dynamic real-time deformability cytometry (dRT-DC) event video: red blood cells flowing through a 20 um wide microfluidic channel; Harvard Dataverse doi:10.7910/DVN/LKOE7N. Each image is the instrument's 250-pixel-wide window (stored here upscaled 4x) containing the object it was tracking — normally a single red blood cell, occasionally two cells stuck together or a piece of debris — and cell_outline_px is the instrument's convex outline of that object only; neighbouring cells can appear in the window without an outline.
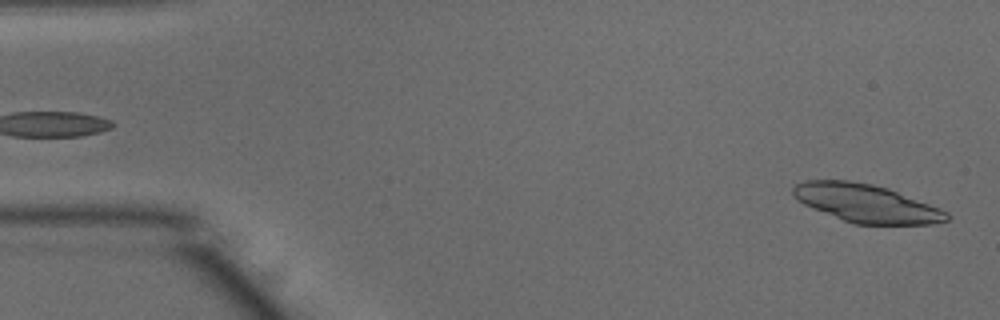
{"species": "common noctule bat (a hibernating species)", "species_latin": "Nyctalus noctula", "temperature_condition": "warm", "stored_images_in_passage": 50, "camera_frame_rate_fps": 3000, "um_per_image_px": 0.085, "animal": {"sex": "male", "body_mass_g": 15.6}, "frame": {"image": 1, "passage_image": 1, "time_ms": 0.0, "image_size_px": [1000, 320], "cell_outline_px": [[948, 220], [932, 224], [852, 224], [804, 204], [796, 200], [792, 196], [792, 188], [796, 184], [804, 180], [848, 180], [872, 184], [888, 188], [940, 208], [948, 212]], "centroid_in_image_um": [73.6, 17.27], "position_along_channel_um": 11.4, "area_um2": 34.04}}
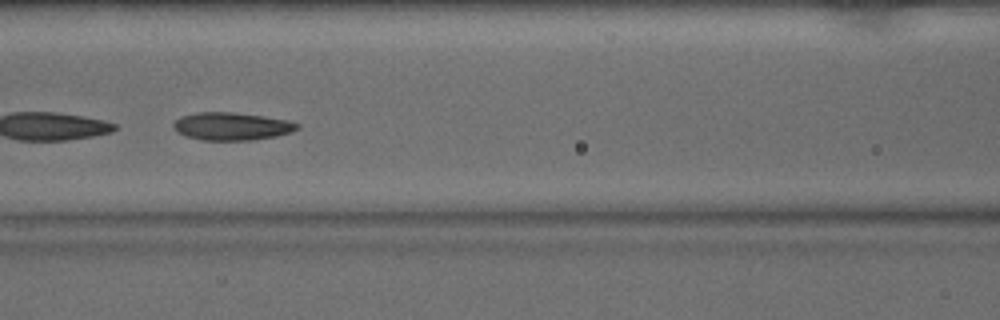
{"frame": {"image": 2, "passage_image": 21, "time_ms": 6.667, "image_size_px": [1000, 320], "cell_outline_px": [[300, 128], [292, 132], [276, 136], [252, 140], [204, 140], [188, 136], [176, 132], [172, 124], [180, 116], [196, 112], [232, 112], [264, 116], [284, 120], [300, 124]], "centroid_in_image_um": [19.69, 10.73], "position_along_channel_um": 146.9, "area_um2": 20.0}}
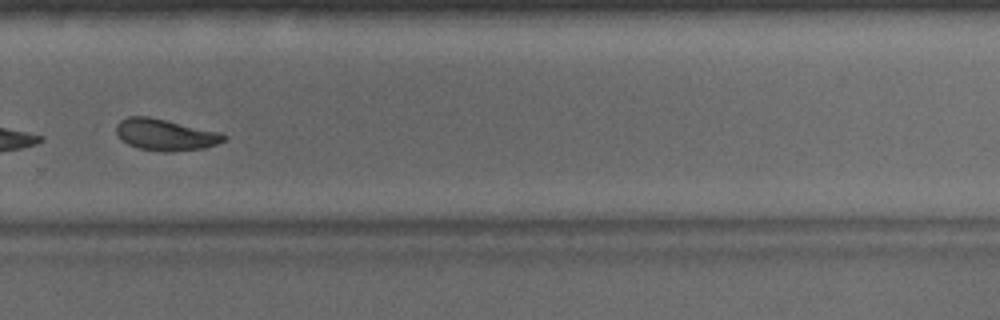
{"frame": {"image": 3, "passage_image": 34, "time_ms": 11.0, "image_size_px": [1000, 320], "cell_outline_px": [[228, 136], [224, 140], [216, 144], [204, 148], [172, 152], [164, 152], [140, 148], [128, 144], [116, 132], [116, 124], [120, 120], [128, 116], [148, 116], [220, 132]], "centroid_in_image_um": [14.06, 11.45], "position_along_channel_um": 315.7, "area_um2": 19.59}, "authors_computed_cell_mechanics": {"area_um2": 20.519, "velocity_mm_per_s": 3.9105, "shape_relaxation_time_tau1_ms": 2.952, "shape_relaxation_time_tau2_ms": 1.3932, "deformation_change_tau1": 0.1245, "deformation_change_tau2": 0.0731}}